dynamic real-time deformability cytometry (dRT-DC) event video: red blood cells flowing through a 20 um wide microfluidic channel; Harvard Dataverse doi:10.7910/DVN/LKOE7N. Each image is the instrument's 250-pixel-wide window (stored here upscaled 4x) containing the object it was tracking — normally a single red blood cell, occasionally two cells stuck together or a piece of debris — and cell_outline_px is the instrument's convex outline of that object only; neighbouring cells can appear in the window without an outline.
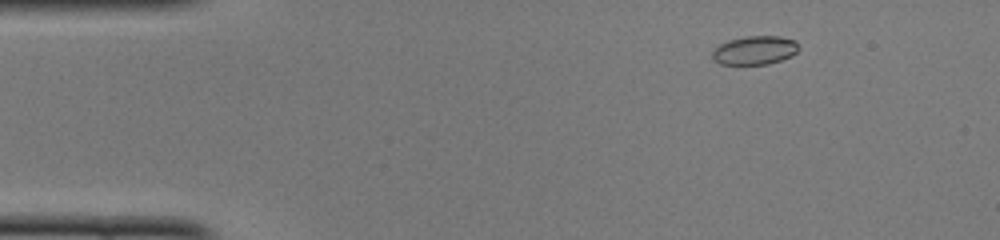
{"species": "common noctule bat (a hibernating species)", "species_latin": "Nyctalus noctula", "temperature_condition": "cold", "stored_images_in_passage": 44, "camera_frame_rate_fps": 3000, "um_per_image_px": 0.085, "animal": {"sex": "female", "body_mass_g": 22.0, "forearm_length_mm": 56.7}, "frame": {"image": 1, "passage_image": 2, "time_ms": 0.333, "image_size_px": [1000, 240], "cell_outline_px": [[800, 48], [792, 56], [768, 64], [720, 64], [712, 56], [712, 52], [720, 44], [728, 40], [744, 36], [780, 36], [796, 40]], "centroid_in_image_um": [64.19, 4.26], "position_along_channel_um": 20.8, "area_um2": 14.45}}
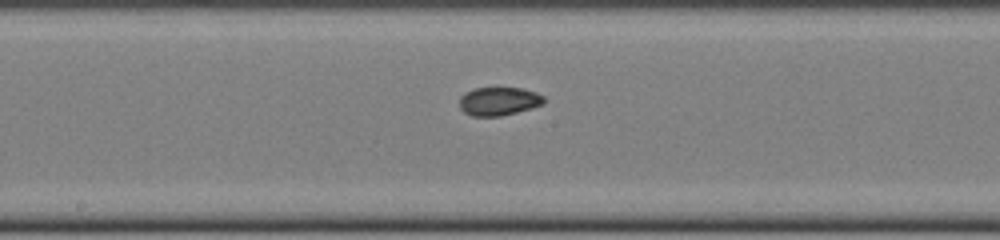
{"frame": {"image": 2, "passage_image": 21, "time_ms": 6.667, "image_size_px": [1000, 240], "cell_outline_px": [[544, 104], [532, 108], [500, 116], [472, 116], [464, 112], [460, 108], [460, 96], [464, 92], [472, 88], [520, 88], [536, 92], [544, 96]], "centroid_in_image_um": [42.38, 8.6], "position_along_channel_um": 205.8, "area_um2": 14.05}}
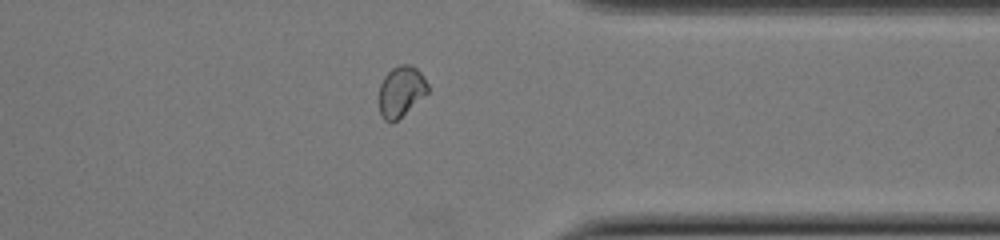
{"frame": {"image": 3, "passage_image": 34, "time_ms": 11.0, "image_size_px": [1000, 240], "cell_outline_px": [[428, 92], [396, 120], [384, 120], [380, 116], [380, 84], [384, 76], [392, 68], [400, 64], [408, 64], [416, 68], [424, 76], [428, 84]], "centroid_in_image_um": [34.09, 7.73], "position_along_channel_um": 377.3, "area_um2": 14.05}, "authors_computed_cell_mechanics": {"area_um2": 14.4211, "velocity_mm_per_s": 4.1086, "shape_relaxation_time_tau1_ms": 5.0307, "shape_relaxation_time_tau2_ms": 1.2523, "deformation_change_tau1": 0.1095, "deformation_change_tau2": 0.0457}}